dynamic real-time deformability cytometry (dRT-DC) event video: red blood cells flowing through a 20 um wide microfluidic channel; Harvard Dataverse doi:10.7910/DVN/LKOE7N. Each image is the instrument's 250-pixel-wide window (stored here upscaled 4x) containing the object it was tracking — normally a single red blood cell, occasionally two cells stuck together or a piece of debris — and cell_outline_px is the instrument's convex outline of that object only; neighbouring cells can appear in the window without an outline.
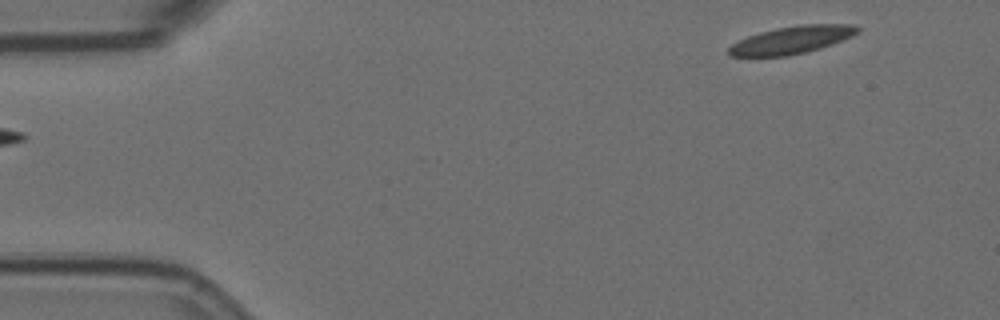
{"species": "Egyptian fruit bat (a non-hibernating species)", "species_latin": "Rousettus aegyptiacus", "temperature_condition": "room temperature", "stored_images_in_passage": 8, "camera_frame_rate_fps": 3000, "um_per_image_px": 0.085, "animal": {"sex": "female"}, "frame": {"image": 1, "passage_image": 1, "time_ms": 0.0, "image_size_px": [1000, 320], "cell_outline_px": [[860, 32], [852, 36], [832, 44], [820, 48], [788, 56], [728, 56], [728, 48], [732, 44], [748, 36], [760, 32], [776, 28], [800, 24], [856, 24], [860, 28]], "centroid_in_image_um": [67.33, 3.38], "position_along_channel_um": 17.7, "area_um2": 20.69}}
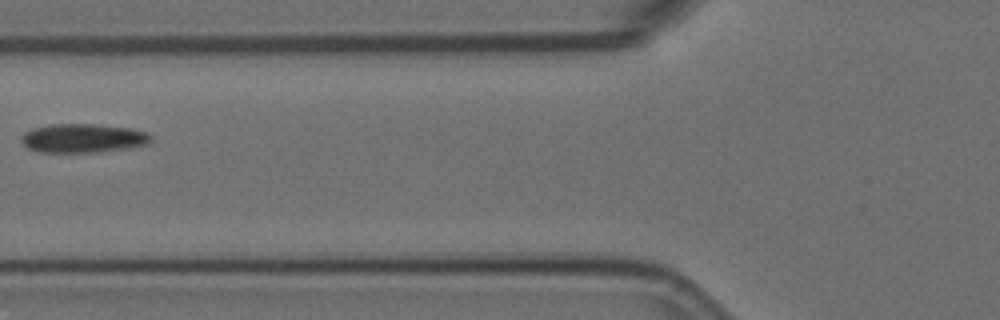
{"frame": {"image": 2, "passage_image": 6, "time_ms": 1.667, "image_size_px": [1000, 320], "cell_outline_px": [[152, 140], [148, 144], [124, 148], [92, 152], [36, 152], [28, 148], [20, 140], [20, 136], [24, 132], [32, 128], [48, 124], [92, 124], [132, 128], [148, 132], [152, 136]], "centroid_in_image_um": [7.02, 11.73], "position_along_channel_um": 118.8, "area_um2": 21.91}}
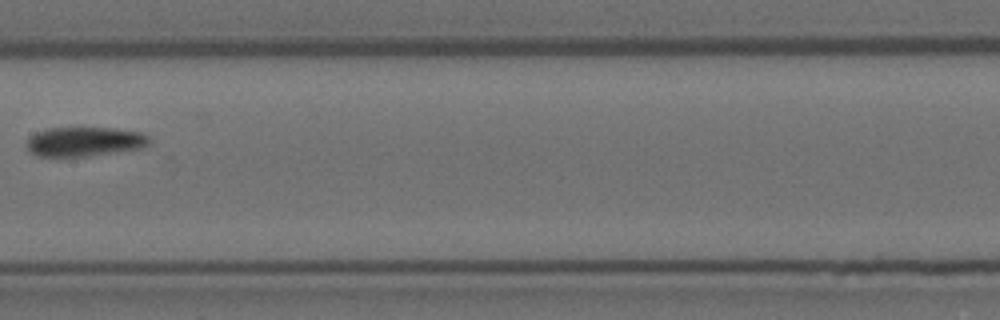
{"frame": {"image": 3, "passage_image": 8, "time_ms": 2.333, "image_size_px": [1000, 320], "cell_outline_px": [[152, 140], [144, 148], [88, 156], [36, 156], [28, 148], [28, 140], [36, 132], [48, 128], [112, 128], [140, 132], [148, 136]], "centroid_in_image_um": [7.24, 12.04], "position_along_channel_um": 200.2, "area_um2": 20.87}}